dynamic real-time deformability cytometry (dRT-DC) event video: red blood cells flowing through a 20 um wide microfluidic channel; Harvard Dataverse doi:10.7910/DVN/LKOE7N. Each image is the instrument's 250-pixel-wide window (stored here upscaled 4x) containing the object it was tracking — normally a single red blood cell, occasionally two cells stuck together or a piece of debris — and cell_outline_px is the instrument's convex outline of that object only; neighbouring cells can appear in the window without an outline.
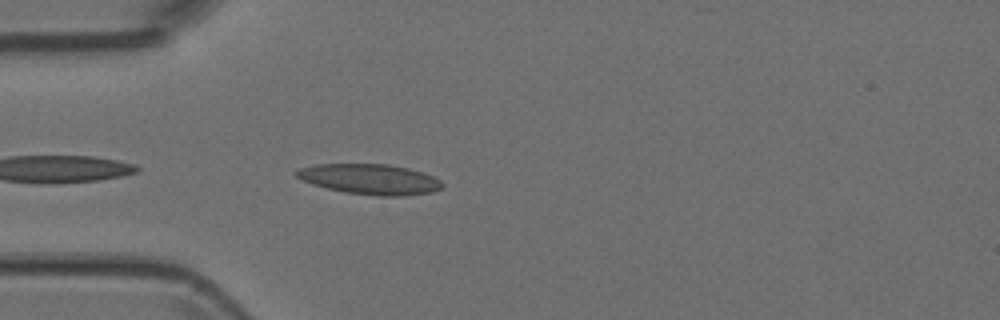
{"species": "Egyptian fruit bat (a non-hibernating species)", "species_latin": "Rousettus aegyptiacus", "temperature_condition": "room temperature", "stored_images_in_passage": 5, "camera_frame_rate_fps": 3000, "um_per_image_px": 0.085, "animal": {"sex": "female"}, "frame": {"image": 1, "passage_image": 5, "time_ms": 1.333, "image_size_px": [1000, 320], "cell_outline_px": [[444, 184], [440, 188], [432, 192], [404, 196], [380, 196], [344, 192], [312, 184], [296, 176], [292, 172], [300, 168], [316, 164], [388, 164], [408, 168], [432, 176], [440, 180]], "centroid_in_image_um": [31.43, 15.23], "position_along_channel_um": 53.6, "area_um2": 25.66}}